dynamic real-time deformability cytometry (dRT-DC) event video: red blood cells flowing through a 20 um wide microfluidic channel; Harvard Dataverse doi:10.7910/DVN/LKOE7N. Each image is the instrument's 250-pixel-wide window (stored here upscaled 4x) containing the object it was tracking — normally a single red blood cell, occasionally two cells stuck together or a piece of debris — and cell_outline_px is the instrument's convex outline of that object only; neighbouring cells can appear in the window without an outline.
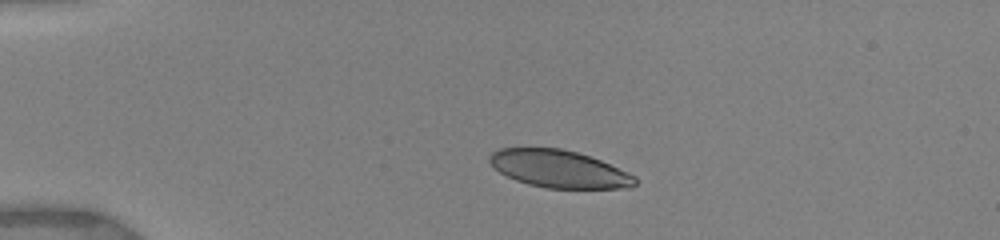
{"species": "human", "species_latin": "Homo sapiens", "temperature_condition": "warm", "stored_images_in_passage": 7, "camera_frame_rate_fps": 3000, "um_per_image_px": 0.085, "donor": {"sex": "female"}, "frame": {"image": 1, "passage_image": 1, "time_ms": 0.0, "image_size_px": [1000, 240], "cell_outline_px": [[636, 184], [632, 188], [544, 188], [528, 184], [516, 180], [500, 172], [488, 160], [488, 156], [492, 152], [500, 148], [560, 148], [576, 152], [600, 160], [628, 172], [636, 176]], "centroid_in_image_um": [47.53, 14.36], "position_along_channel_um": 37.5, "area_um2": 31.62}}
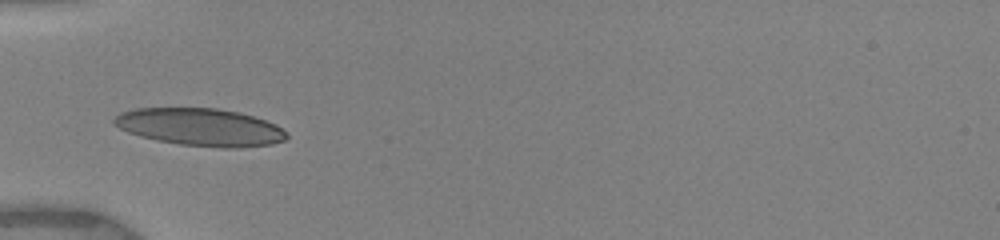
{"frame": {"image": 2, "passage_image": 5, "time_ms": 2.0, "image_size_px": [1000, 240], "cell_outline_px": [[288, 136], [284, 140], [272, 144], [240, 148], [224, 148], [180, 144], [156, 140], [140, 136], [128, 132], [112, 124], [112, 120], [120, 112], [136, 108], [216, 108], [240, 112], [276, 124], [288, 132]], "centroid_in_image_um": [17.03, 10.8], "position_along_channel_um": 68.0, "area_um2": 37.86}}